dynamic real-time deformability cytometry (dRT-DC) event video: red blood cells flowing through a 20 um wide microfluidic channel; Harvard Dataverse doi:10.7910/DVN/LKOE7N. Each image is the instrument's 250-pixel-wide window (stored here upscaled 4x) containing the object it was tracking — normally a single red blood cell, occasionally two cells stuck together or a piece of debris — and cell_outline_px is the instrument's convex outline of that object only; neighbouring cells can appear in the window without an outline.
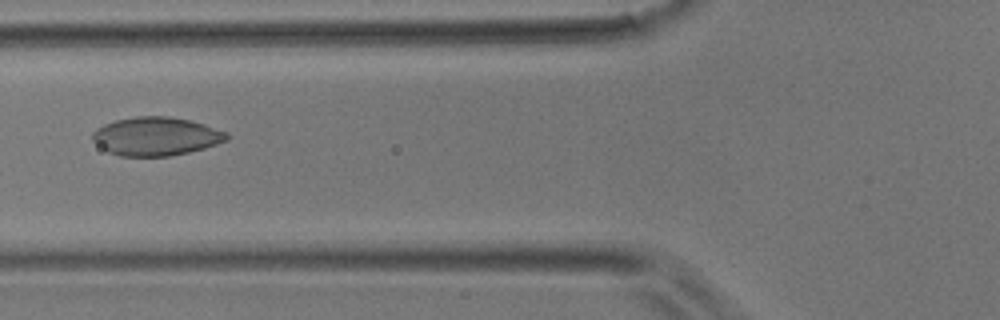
{"species": "common noctule bat (a hibernating species)", "species_latin": "Nyctalus noctula", "temperature_condition": "room temperature", "stored_images_in_passage": 5, "camera_frame_rate_fps": 3000, "um_per_image_px": 0.085, "animal": {"sex": "male", "body_mass_g": 17.9}, "frame": {"image": 1, "passage_image": 5, "time_ms": 1.333, "image_size_px": [1000, 320], "cell_outline_px": [[232, 136], [228, 140], [204, 148], [188, 152], [168, 156], [120, 156], [108, 152], [92, 140], [92, 132], [96, 128], [104, 124], [116, 120], [136, 116], [168, 116], [188, 120], [204, 124], [228, 132]], "centroid_in_image_um": [13.27, 11.58], "position_along_channel_um": 112.5, "area_um2": 30.17}}